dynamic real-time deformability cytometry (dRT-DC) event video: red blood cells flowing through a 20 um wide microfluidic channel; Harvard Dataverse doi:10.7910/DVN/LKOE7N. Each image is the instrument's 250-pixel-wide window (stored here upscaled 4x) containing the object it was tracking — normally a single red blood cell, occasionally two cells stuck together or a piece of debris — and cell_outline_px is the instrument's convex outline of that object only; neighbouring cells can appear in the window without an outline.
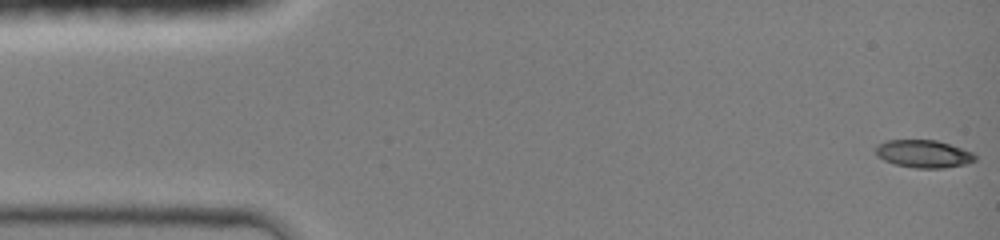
{"species": "common noctule bat (a hibernating species)", "species_latin": "Nyctalus noctula", "temperature_condition": "room temperature", "stored_images_in_passage": 12, "camera_frame_rate_fps": 3000, "um_per_image_px": 0.085, "animal": {"sex": "female", "body_mass_g": 19.0, "forearm_length_mm": 51.5}, "frame": {"image": 1, "passage_image": 1, "time_ms": 0.0, "image_size_px": [1000, 240], "cell_outline_px": [[976, 160], [964, 164], [944, 168], [916, 168], [896, 164], [884, 160], [876, 156], [876, 144], [884, 140], [936, 140], [972, 152], [976, 156]], "centroid_in_image_um": [78.46, 13.07], "position_along_channel_um": 6.5, "area_um2": 15.95}}
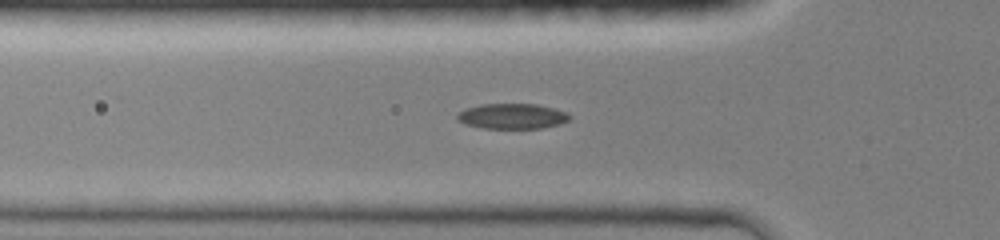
{"frame": {"image": 2, "passage_image": 9, "time_ms": 4.667, "image_size_px": [1000, 240], "cell_outline_px": [[572, 116], [568, 120], [560, 124], [540, 128], [484, 128], [464, 124], [456, 120], [456, 112], [464, 108], [480, 104], [536, 104], [568, 112]], "centroid_in_image_um": [43.48, 9.87], "position_along_channel_um": 82.3, "area_um2": 16.76}}
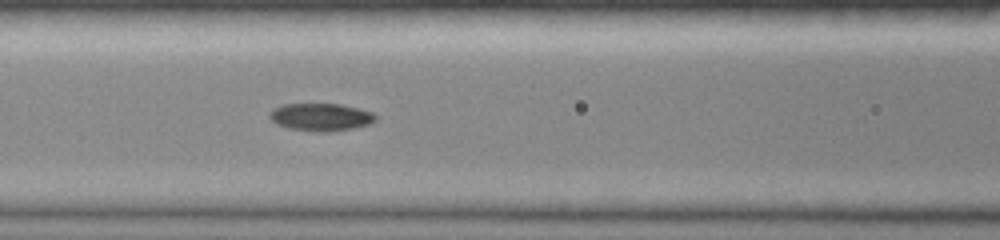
{"frame": {"image": 3, "passage_image": 12, "time_ms": 6.0, "image_size_px": [1000, 240], "cell_outline_px": [[376, 120], [368, 124], [352, 128], [328, 132], [316, 132], [288, 128], [276, 124], [268, 116], [268, 112], [272, 108], [284, 104], [340, 104], [372, 112], [376, 116]], "centroid_in_image_um": [27.21, 9.95], "position_along_channel_um": 139.4, "area_um2": 17.05}}